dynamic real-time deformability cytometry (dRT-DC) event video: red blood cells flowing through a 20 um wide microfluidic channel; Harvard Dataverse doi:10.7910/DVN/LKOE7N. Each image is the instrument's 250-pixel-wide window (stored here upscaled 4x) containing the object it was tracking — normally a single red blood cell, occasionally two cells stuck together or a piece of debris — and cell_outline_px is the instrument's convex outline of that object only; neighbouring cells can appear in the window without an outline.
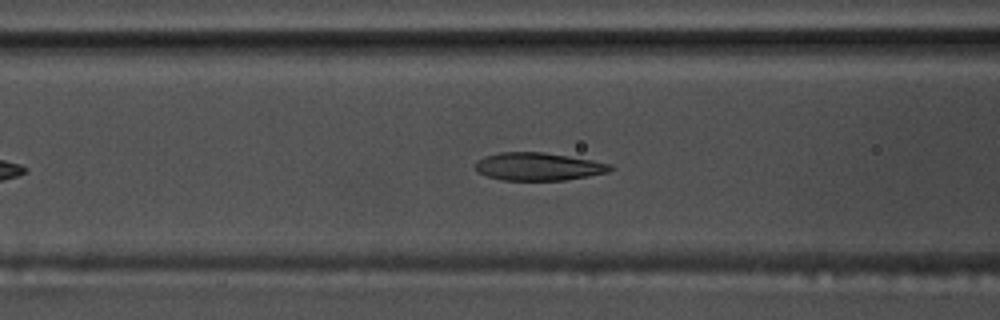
{"species": "common noctule bat (a hibernating species)", "species_latin": "Nyctalus noctula", "temperature_condition": "warm", "stored_images_in_passage": 43, "camera_frame_rate_fps": 3000, "um_per_image_px": 0.085, "animal": {"sex": "male", "body_mass_g": 17.5, "forearm_length_mm": 52.3}, "frame": {"image": 1, "passage_image": 13, "time_ms": 4.0, "image_size_px": [1000, 320], "cell_outline_px": [[616, 168], [608, 172], [588, 176], [564, 180], [500, 180], [488, 176], [480, 172], [476, 168], [476, 164], [484, 156], [500, 152], [544, 152], [592, 160], [612, 164]], "centroid_in_image_um": [45.81, 14.15], "position_along_channel_um": 120.8, "area_um2": 21.79}}
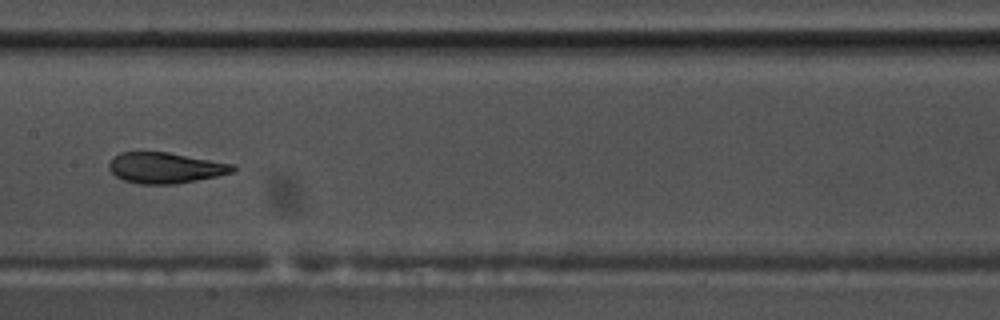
{"frame": {"image": 2, "passage_image": 19, "time_ms": 6.0, "image_size_px": [1000, 320], "cell_outline_px": [[236, 168], [232, 172], [216, 176], [176, 184], [140, 184], [124, 180], [116, 176], [108, 168], [108, 164], [112, 156], [120, 152], [168, 152], [232, 164]], "centroid_in_image_um": [13.99, 14.26], "position_along_channel_um": 193.4, "area_um2": 22.08}}
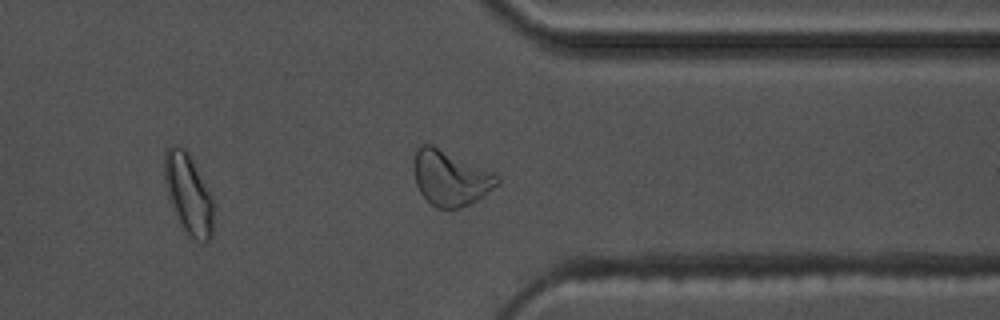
{"frame": {"image": 3, "passage_image": 34, "time_ms": 11.0, "image_size_px": [1000, 320], "cell_outline_px": [[500, 184], [484, 196], [460, 208], [436, 208], [420, 192], [416, 184], [416, 148], [420, 144], [432, 144], [496, 172], [500, 180]], "centroid_in_image_um": [38.36, 15.12], "position_along_channel_um": 373.0, "area_um2": 26.76}, "authors_computed_cell_mechanics": {"area_um2": 22.4264, "velocity_mm_per_s": 3.6403, "shape_relaxation_time_tau1_ms": 5.9161, "shape_relaxation_time_tau2_ms": 1.3662, "deformation_change_tau1": 0.2206, "deformation_change_tau2": 0.0827}}